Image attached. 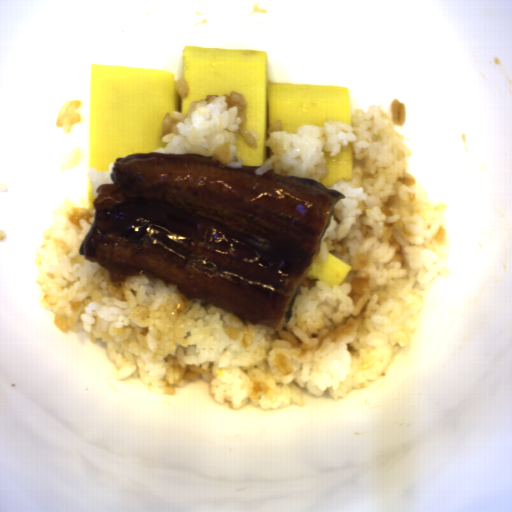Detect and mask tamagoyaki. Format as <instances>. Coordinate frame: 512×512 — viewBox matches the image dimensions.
Wrapping results in <instances>:
<instances>
[{
  "label": "tamagoyaki",
  "mask_w": 512,
  "mask_h": 512,
  "mask_svg": "<svg viewBox=\"0 0 512 512\" xmlns=\"http://www.w3.org/2000/svg\"><path fill=\"white\" fill-rule=\"evenodd\" d=\"M325 153L324 159H327L325 168L327 172L320 181L328 186L335 185L342 180L351 181L353 173L354 152L353 146L347 143L346 146H340V152L331 156V151L321 150Z\"/></svg>",
  "instance_id": "tamagoyaki-2"
},
{
  "label": "tamagoyaki",
  "mask_w": 512,
  "mask_h": 512,
  "mask_svg": "<svg viewBox=\"0 0 512 512\" xmlns=\"http://www.w3.org/2000/svg\"><path fill=\"white\" fill-rule=\"evenodd\" d=\"M93 185L91 183V179L88 177V204L90 208L95 209V196L92 193Z\"/></svg>",
  "instance_id": "tamagoyaki-4"
},
{
  "label": "tamagoyaki",
  "mask_w": 512,
  "mask_h": 512,
  "mask_svg": "<svg viewBox=\"0 0 512 512\" xmlns=\"http://www.w3.org/2000/svg\"><path fill=\"white\" fill-rule=\"evenodd\" d=\"M351 268L350 265L327 252L325 260L317 261L307 278L317 279L334 288V285H341Z\"/></svg>",
  "instance_id": "tamagoyaki-3"
},
{
  "label": "tamagoyaki",
  "mask_w": 512,
  "mask_h": 512,
  "mask_svg": "<svg viewBox=\"0 0 512 512\" xmlns=\"http://www.w3.org/2000/svg\"><path fill=\"white\" fill-rule=\"evenodd\" d=\"M182 72L185 98L176 90L172 71L92 64L88 89L87 171H108L118 157L161 150L166 114L186 117L193 101L208 95L241 93L246 100V128L256 132L257 147L237 134L242 167L261 166L274 152L265 142L269 126L297 134L302 125L342 121L351 124L350 87L274 82L265 50L185 46Z\"/></svg>",
  "instance_id": "tamagoyaki-1"
}]
</instances>
